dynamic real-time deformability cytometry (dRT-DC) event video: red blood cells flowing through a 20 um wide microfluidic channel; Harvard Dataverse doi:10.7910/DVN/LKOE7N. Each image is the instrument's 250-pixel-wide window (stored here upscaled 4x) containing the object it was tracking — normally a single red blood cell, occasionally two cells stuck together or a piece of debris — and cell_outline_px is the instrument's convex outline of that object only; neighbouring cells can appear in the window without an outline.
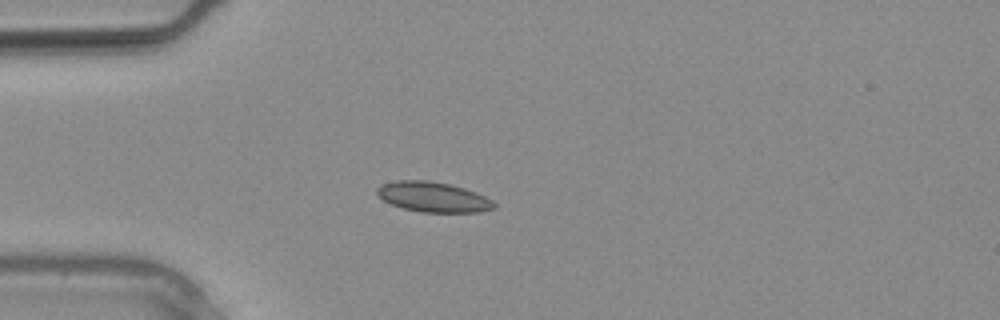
{"species": "common noctule bat (a hibernating species)", "species_latin": "Nyctalus noctula", "temperature_condition": "warm", "stored_images_in_passage": 3, "camera_frame_rate_fps": 3000, "um_per_image_px": 0.085, "animal": {"sex": "male", "body_mass_g": 20.4}, "frame": {"image": 1, "passage_image": 3, "time_ms": 0.667, "image_size_px": [1000, 320], "cell_outline_px": [[496, 208], [476, 212], [424, 212], [404, 208], [392, 204], [384, 200], [376, 192], [376, 188], [380, 184], [396, 180], [428, 180], [452, 184], [476, 192], [492, 200], [496, 204]], "centroid_in_image_um": [36.82, 16.73], "position_along_channel_um": 48.2, "area_um2": 20.52}}